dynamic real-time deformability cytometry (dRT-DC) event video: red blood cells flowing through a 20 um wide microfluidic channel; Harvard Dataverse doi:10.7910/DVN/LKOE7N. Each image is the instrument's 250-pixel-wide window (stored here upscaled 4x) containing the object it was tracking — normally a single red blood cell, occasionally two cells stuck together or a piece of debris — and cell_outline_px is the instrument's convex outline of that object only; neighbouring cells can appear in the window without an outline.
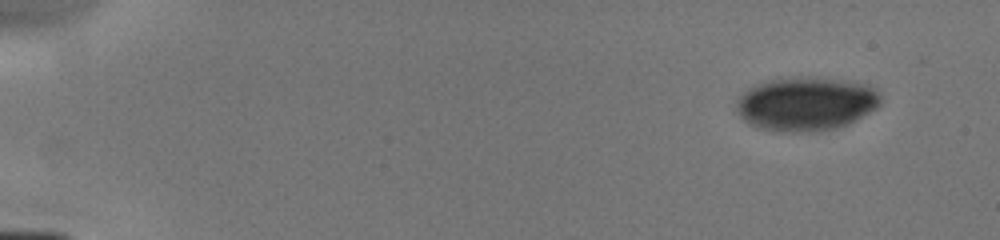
{"species": "human", "species_latin": "Homo sapiens", "temperature_condition": "cold", "stored_images_in_passage": 4, "camera_frame_rate_fps": 3000, "um_per_image_px": 0.085, "donor": {"sex": "male"}, "frame": {"image": 1, "passage_image": 1, "time_ms": 0.0, "image_size_px": [1000, 240], "cell_outline_px": [[880, 104], [876, 108], [848, 124], [832, 128], [800, 132], [780, 132], [760, 128], [748, 124], [740, 116], [736, 108], [736, 100], [748, 88], [756, 84], [768, 80], [796, 76], [820, 76], [872, 84], [880, 92]], "centroid_in_image_um": [68.53, 8.78], "position_along_channel_um": 16.5, "area_um2": 45.78}}
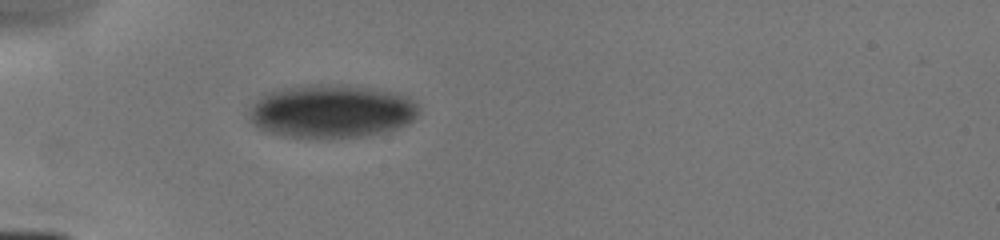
{"frame": {"image": 2, "passage_image": 4, "time_ms": 4.0, "image_size_px": [1000, 240], "cell_outline_px": [[420, 112], [408, 124], [400, 128], [388, 132], [364, 136], [280, 136], [264, 132], [252, 124], [248, 120], [244, 112], [260, 96], [268, 92], [284, 88], [308, 84], [348, 84], [396, 92], [408, 96], [420, 108]], "centroid_in_image_um": [28.15, 9.43], "position_along_channel_um": 56.9, "area_um2": 53.47}}